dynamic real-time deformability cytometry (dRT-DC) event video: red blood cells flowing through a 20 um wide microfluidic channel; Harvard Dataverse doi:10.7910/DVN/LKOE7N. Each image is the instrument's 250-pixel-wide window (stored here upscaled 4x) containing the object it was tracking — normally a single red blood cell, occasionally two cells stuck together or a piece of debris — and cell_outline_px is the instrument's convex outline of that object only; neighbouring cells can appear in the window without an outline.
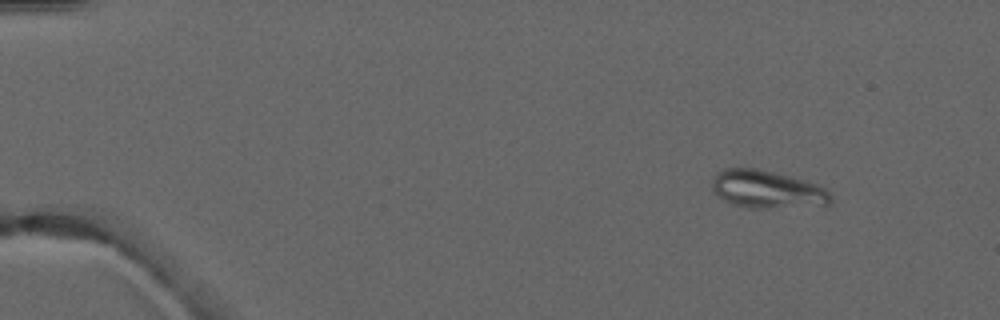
{"species": "common noctule bat (a hibernating species)", "species_latin": "Nyctalus noctula", "temperature_condition": "warm", "stored_images_in_passage": 5, "camera_frame_rate_fps": 3000, "um_per_image_px": 0.085, "animal": {"sex": "male", "forearm_length_mm": 52.5}, "frame": {"image": 1, "passage_image": 2, "time_ms": 1.0, "image_size_px": [1000, 320], "cell_outline_px": [[832, 200], [828, 204], [764, 208], [748, 208], [732, 204], [724, 200], [712, 192], [712, 176], [716, 172], [724, 168], [756, 168], [804, 180], [816, 184], [824, 188], [832, 196]], "centroid_in_image_um": [65.12, 16.08], "position_along_channel_um": 19.9, "area_um2": 25.95}}